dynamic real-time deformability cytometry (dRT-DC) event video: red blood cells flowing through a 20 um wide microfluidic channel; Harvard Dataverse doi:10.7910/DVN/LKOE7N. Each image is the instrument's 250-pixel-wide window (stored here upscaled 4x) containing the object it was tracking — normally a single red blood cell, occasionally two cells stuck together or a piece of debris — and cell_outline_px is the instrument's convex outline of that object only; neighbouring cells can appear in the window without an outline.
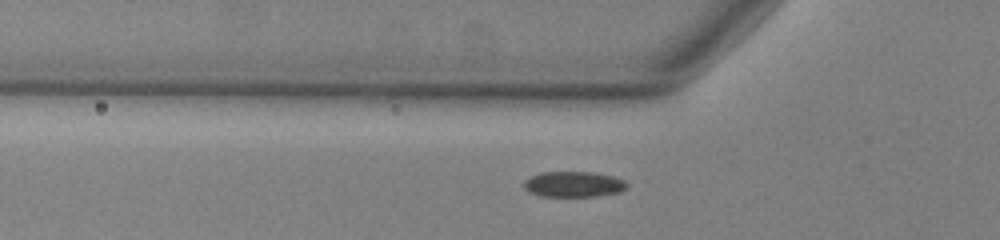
{"species": "common noctule bat (a hibernating species)", "species_latin": "Nyctalus noctula", "temperature_condition": "warm", "stored_images_in_passage": 39, "camera_frame_rate_fps": 3000, "um_per_image_px": 0.085, "animal": {"sex": "male", "body_mass_g": 13.0, "forearm_length_mm": 53.1}, "frame": {"image": 1, "passage_image": 7, "time_ms": 2.0, "image_size_px": [1000, 240], "cell_outline_px": [[628, 184], [620, 192], [596, 196], [540, 196], [528, 192], [524, 188], [524, 180], [540, 172], [596, 172], [612, 176], [624, 180]], "centroid_in_image_um": [48.73, 15.66], "position_along_channel_um": 77.1, "area_um2": 15.37}}
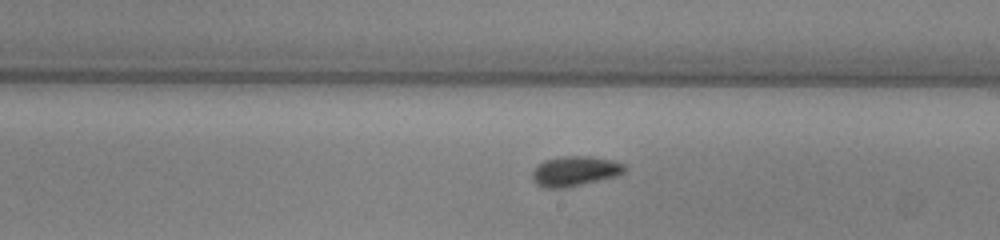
{"frame": {"image": 2, "passage_image": 20, "time_ms": 6.333, "image_size_px": [1000, 240], "cell_outline_px": [[624, 172], [616, 176], [564, 188], [544, 188], [536, 184], [532, 180], [532, 172], [544, 160], [560, 156], [592, 156], [612, 160], [624, 164]], "centroid_in_image_um": [48.84, 14.54], "position_along_channel_um": 240.2, "area_um2": 16.01}}
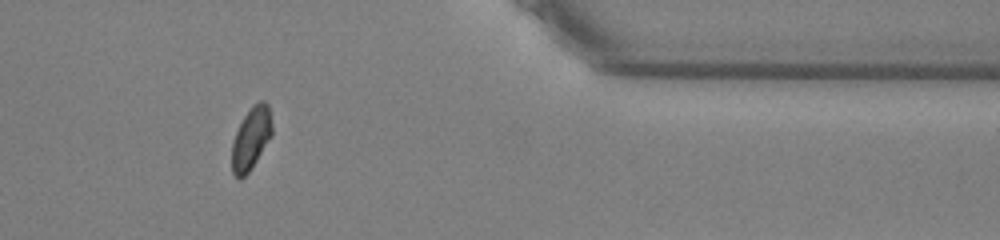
{"frame": {"image": 3, "passage_image": 34, "time_ms": 11.0, "image_size_px": [1000, 240], "cell_outline_px": [[272, 136], [248, 172], [240, 180], [232, 172], [232, 144], [236, 132], [244, 116], [260, 100], [264, 100], [268, 104], [272, 124]], "centroid_in_image_um": [21.35, 11.77], "position_along_channel_um": 390.0, "area_um2": 14.28}, "authors_computed_cell_mechanics": {"area_um2": 15.4326, "velocity_mm_per_s": 3.7645, "shape_relaxation_time_tau1_ms": 3.2171, "shape_relaxation_time_tau2_ms": 5.8484, "deformation_change_tau1": 0.075, "deformation_change_tau2": 0.0899}}